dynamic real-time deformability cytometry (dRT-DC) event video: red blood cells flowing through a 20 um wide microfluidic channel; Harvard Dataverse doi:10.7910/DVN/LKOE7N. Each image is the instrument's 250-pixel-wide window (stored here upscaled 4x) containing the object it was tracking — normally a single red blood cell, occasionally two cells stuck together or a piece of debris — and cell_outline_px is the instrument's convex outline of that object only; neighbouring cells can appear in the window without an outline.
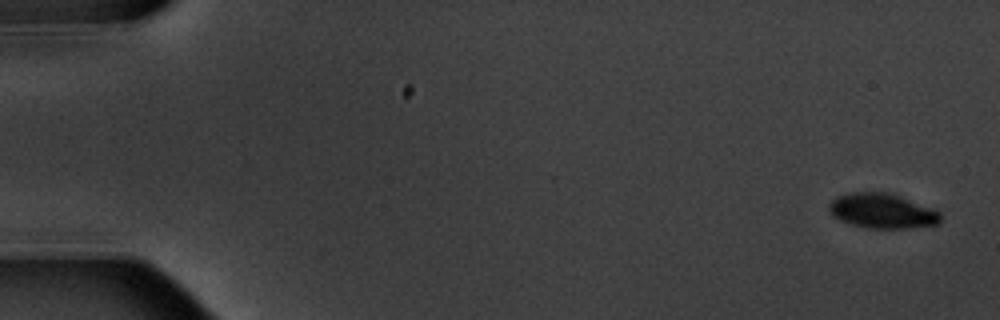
{"species": "common noctule bat (a hibernating species)", "species_latin": "Nyctalus noctula", "temperature_condition": "warm", "stored_images_in_passage": 6, "segment_of_instrument_passage": [1, 2], "camera_frame_rate_fps": 3000, "um_per_image_px": 0.085, "animal": {"sex": "male", "body_mass_g": 20.1, "forearm_length_mm": 53.5}, "frame": {"image": 1, "passage_image": 1, "time_ms": 0.0, "image_size_px": [1000, 320], "cell_outline_px": [[940, 224], [908, 228], [868, 228], [852, 224], [840, 220], [832, 216], [828, 208], [828, 204], [836, 196], [852, 192], [892, 192], [932, 208], [940, 212]], "centroid_in_image_um": [74.98, 17.91], "position_along_channel_um": 10.0, "area_um2": 22.83}}
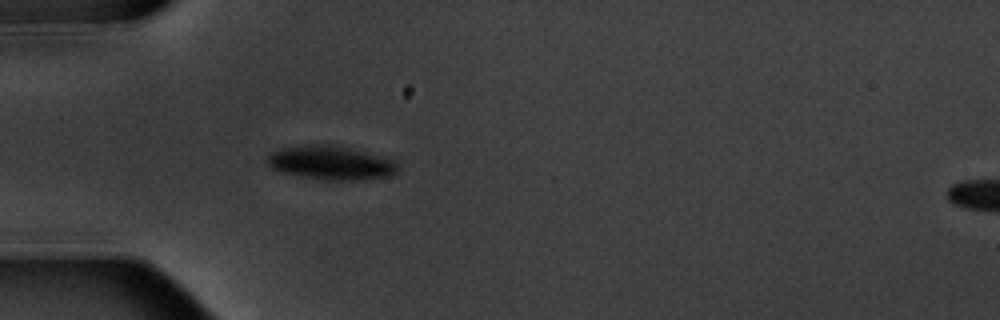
{"frame": {"image": 2, "passage_image": 5, "time_ms": 5.333, "image_size_px": [1000, 320], "cell_outline_px": [[400, 168], [396, 172], [388, 176], [364, 180], [336, 180], [304, 176], [284, 172], [272, 168], [264, 160], [268, 152], [280, 148], [304, 144], [328, 144], [348, 148], [384, 156], [396, 160]], "centroid_in_image_um": [28.13, 13.81], "position_along_channel_um": 56.9, "area_um2": 25.89}}